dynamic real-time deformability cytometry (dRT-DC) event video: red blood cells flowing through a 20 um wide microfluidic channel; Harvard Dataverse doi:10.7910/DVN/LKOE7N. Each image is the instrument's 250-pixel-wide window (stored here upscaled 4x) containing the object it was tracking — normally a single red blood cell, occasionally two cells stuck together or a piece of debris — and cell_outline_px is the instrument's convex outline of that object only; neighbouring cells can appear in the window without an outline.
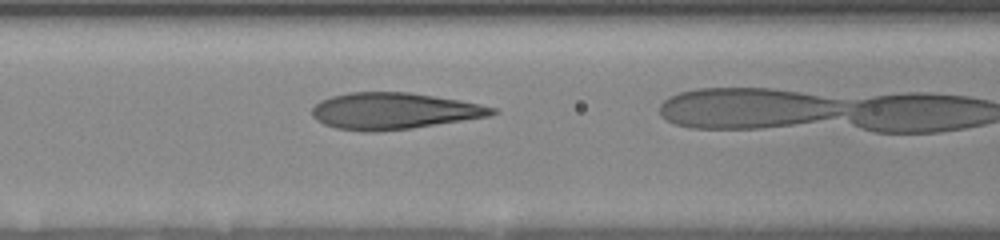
{"species": "human", "species_latin": "Homo sapiens", "temperature_condition": "room temperature", "stored_images_in_passage": 23, "camera_frame_rate_fps": 3000, "um_per_image_px": 0.085, "donor": {"sex": "female"}, "frame": {"image": 1, "passage_image": 6, "time_ms": 1.333, "image_size_px": [1000, 240], "cell_outline_px": [[500, 112], [488, 116], [412, 128], [376, 132], [364, 132], [336, 128], [324, 124], [316, 120], [312, 116], [312, 108], [320, 100], [332, 96], [348, 92], [408, 92], [460, 100], [480, 104], [496, 108]], "centroid_in_image_um": [33.46, 9.43], "position_along_channel_um": 133.1, "area_um2": 38.32}}
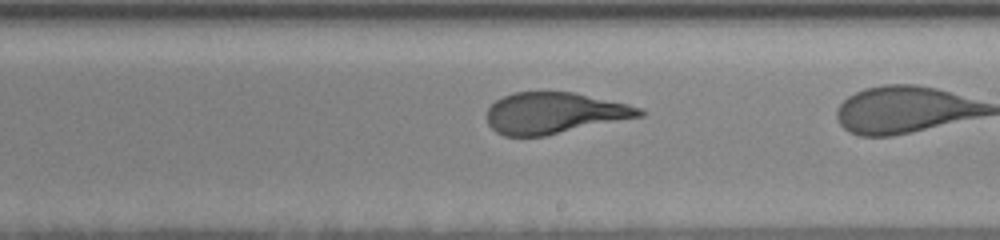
{"frame": {"image": 2, "passage_image": 17, "time_ms": 4.333, "image_size_px": [1000, 240], "cell_outline_px": [[644, 116], [544, 136], [504, 136], [496, 132], [488, 124], [488, 108], [496, 100], [512, 92], [572, 92], [628, 104], [640, 108], [644, 112]], "centroid_in_image_um": [47.12, 9.61], "position_along_channel_um": 241.9, "area_um2": 36.47}}
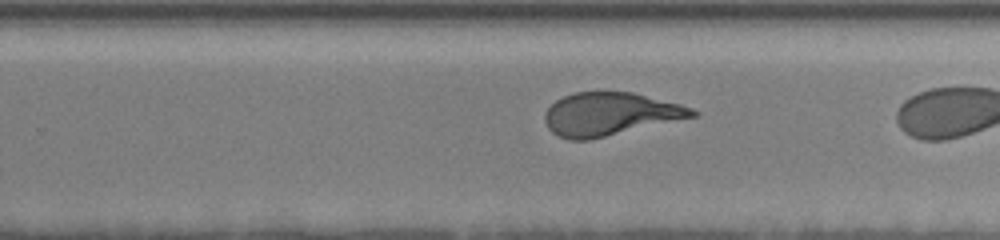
{"frame": {"image": 3, "passage_image": 20, "time_ms": 5.333, "image_size_px": [1000, 240], "cell_outline_px": [[700, 112], [696, 116], [588, 140], [568, 140], [556, 136], [548, 128], [544, 120], [544, 112], [556, 100], [564, 96], [576, 92], [632, 92], [680, 104], [692, 108]], "centroid_in_image_um": [51.81, 9.7], "position_along_channel_um": 278.0, "area_um2": 36.82}}